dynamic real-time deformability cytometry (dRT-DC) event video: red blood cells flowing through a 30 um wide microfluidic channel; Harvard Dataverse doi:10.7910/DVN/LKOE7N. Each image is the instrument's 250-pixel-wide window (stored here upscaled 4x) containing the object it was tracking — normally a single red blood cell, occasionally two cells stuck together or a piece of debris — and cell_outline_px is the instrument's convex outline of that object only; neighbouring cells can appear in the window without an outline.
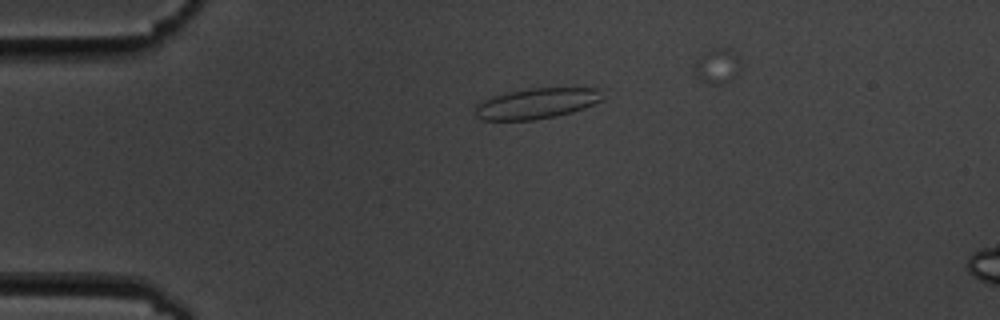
{"species": "common noctule bat (a hibernating species)", "species_latin": "Nyctalus noctula", "temperature_condition": "cold", "stored_images_in_passage": 6, "camera_frame_rate_fps": 3000, "um_per_image_px": 0.085, "animal": {"sex": "male", "body_mass_g": 19.5, "forearm_length_mm": 54.6}, "frame": {"image": 1, "passage_image": 4, "time_ms": 3.667, "image_size_px": [1000, 320], "cell_outline_px": [[604, 100], [584, 108], [572, 112], [556, 116], [532, 120], [480, 120], [476, 116], [476, 104], [480, 100], [492, 96], [528, 88], [600, 88]], "centroid_in_image_um": [45.61, 8.79], "position_along_channel_um": 39.4, "area_um2": 22.83}}